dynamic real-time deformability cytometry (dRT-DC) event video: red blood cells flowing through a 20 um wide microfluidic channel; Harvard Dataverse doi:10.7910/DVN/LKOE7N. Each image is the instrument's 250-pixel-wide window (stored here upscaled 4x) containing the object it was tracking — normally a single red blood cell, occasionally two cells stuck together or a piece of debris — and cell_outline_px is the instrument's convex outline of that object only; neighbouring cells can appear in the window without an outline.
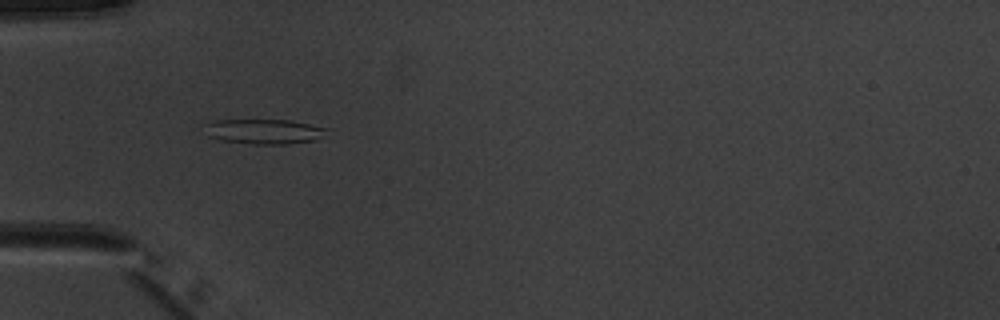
{"species": "common noctule bat (a hibernating species)", "species_latin": "Nyctalus noctula", "temperature_condition": "warm", "stored_images_in_passage": 7, "camera_frame_rate_fps": 3000, "um_per_image_px": 0.085, "animal": {"sex": "male", "body_mass_g": 20.1, "forearm_length_mm": 53.5}, "frame": {"image": 1, "passage_image": 5, "time_ms": 4.667, "image_size_px": [1000, 320], "cell_outline_px": [[332, 128], [316, 140], [288, 144], [252, 144], [220, 140], [208, 136], [200, 124], [212, 120], [288, 120]], "centroid_in_image_um": [22.4, 11.17], "position_along_channel_um": 62.6, "area_um2": 18.09}}
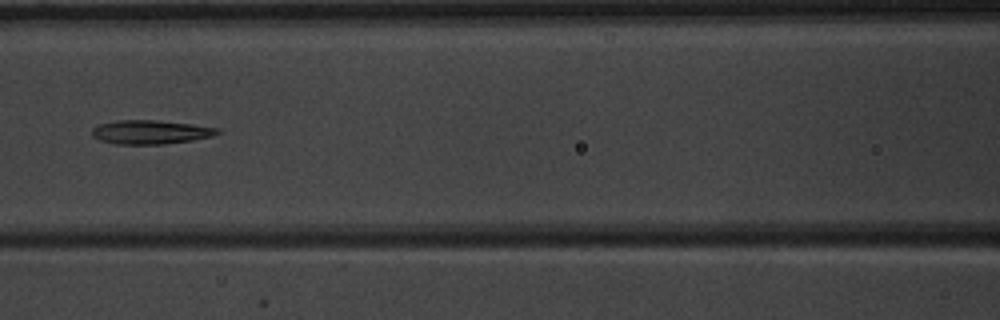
{"frame": {"image": 2, "passage_image": 7, "time_ms": 7.0, "image_size_px": [1000, 320], "cell_outline_px": [[220, 132], [212, 136], [192, 140], [164, 144], [116, 144], [100, 140], [92, 136], [92, 128], [100, 124], [116, 120], [152, 120], [192, 124], [220, 128]], "centroid_in_image_um": [12.79, 11.22], "position_along_channel_um": 153.8, "area_um2": 17.4}}